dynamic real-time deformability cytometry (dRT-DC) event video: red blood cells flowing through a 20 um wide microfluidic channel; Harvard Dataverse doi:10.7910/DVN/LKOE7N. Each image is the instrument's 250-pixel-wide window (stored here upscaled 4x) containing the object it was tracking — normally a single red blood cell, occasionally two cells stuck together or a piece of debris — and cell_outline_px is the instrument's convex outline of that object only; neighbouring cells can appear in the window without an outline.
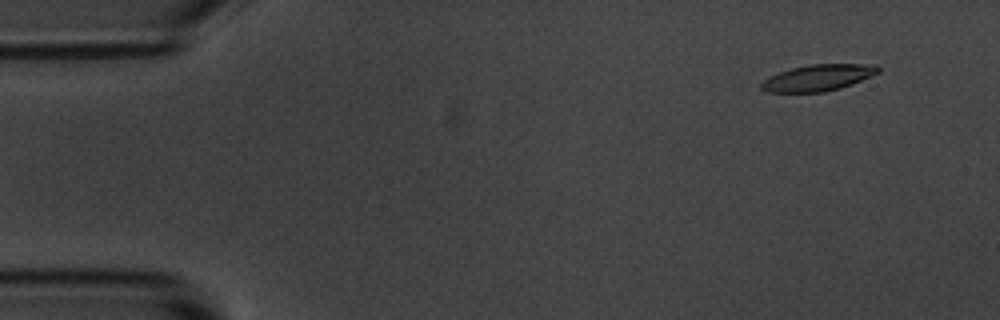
{"species": "common noctule bat (a hibernating species)", "species_latin": "Nyctalus noctula", "temperature_condition": "room temperature", "stored_images_in_passage": 5, "camera_frame_rate_fps": 3000, "um_per_image_px": 0.085, "animal": {"sex": "male", "body_mass_g": 20.1, "forearm_length_mm": 53.5}, "frame": {"image": 1, "passage_image": 2, "time_ms": 0.333, "image_size_px": [1000, 320], "cell_outline_px": [[880, 72], [852, 84], [840, 88], [824, 92], [768, 92], [760, 88], [760, 84], [764, 80], [780, 72], [792, 68], [812, 64], [876, 64], [880, 68]], "centroid_in_image_um": [69.57, 6.6], "position_along_channel_um": 15.4, "area_um2": 17.8}}
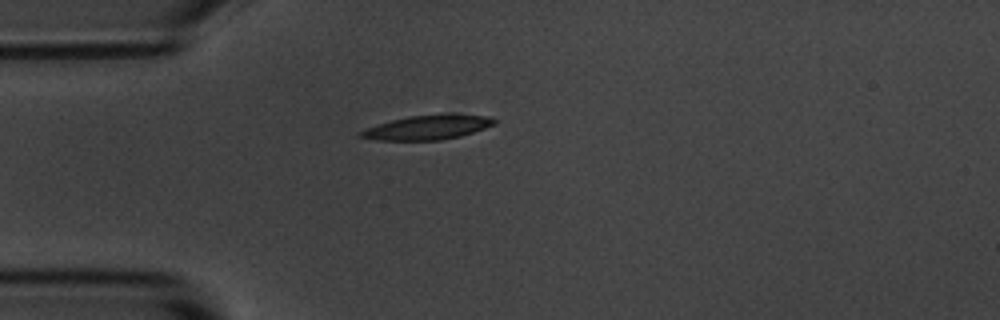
{"frame": {"image": 2, "passage_image": 5, "time_ms": 1.333, "image_size_px": [1000, 320], "cell_outline_px": [[496, 124], [460, 136], [440, 140], [380, 140], [356, 136], [364, 128], [392, 120], [408, 116], [452, 112], [488, 116], [496, 120]], "centroid_in_image_um": [36.38, 10.8], "position_along_channel_um": 48.6, "area_um2": 19.31}}